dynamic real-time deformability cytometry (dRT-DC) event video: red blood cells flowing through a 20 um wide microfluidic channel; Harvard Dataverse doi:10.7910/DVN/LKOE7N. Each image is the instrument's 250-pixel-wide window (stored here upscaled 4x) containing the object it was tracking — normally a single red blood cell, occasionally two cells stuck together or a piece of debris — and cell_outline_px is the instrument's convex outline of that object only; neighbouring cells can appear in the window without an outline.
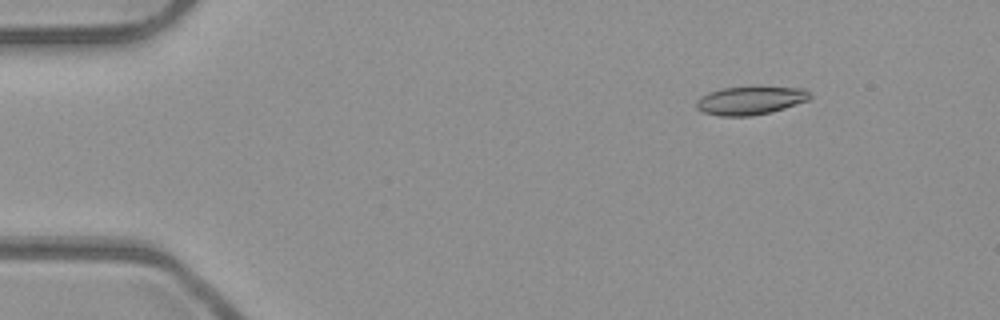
{"species": "common noctule bat (a hibernating species)", "species_latin": "Nyctalus noctula", "temperature_condition": "room temperature", "stored_images_in_passage": 5, "segment_of_instrument_passage": [1, 2], "camera_frame_rate_fps": 3000, "um_per_image_px": 0.085, "animal": {"sex": "male", "body_mass_g": 23.1, "forearm_length_mm": 52.7}, "frame": {"image": 1, "passage_image": 2, "time_ms": 0.333, "image_size_px": [1000, 320], "cell_outline_px": [[812, 96], [808, 100], [784, 108], [752, 116], [720, 116], [704, 112], [696, 108], [696, 100], [708, 92], [724, 88], [804, 88], [812, 92]], "centroid_in_image_um": [63.77, 8.55], "position_along_channel_um": 21.2, "area_um2": 18.32}}